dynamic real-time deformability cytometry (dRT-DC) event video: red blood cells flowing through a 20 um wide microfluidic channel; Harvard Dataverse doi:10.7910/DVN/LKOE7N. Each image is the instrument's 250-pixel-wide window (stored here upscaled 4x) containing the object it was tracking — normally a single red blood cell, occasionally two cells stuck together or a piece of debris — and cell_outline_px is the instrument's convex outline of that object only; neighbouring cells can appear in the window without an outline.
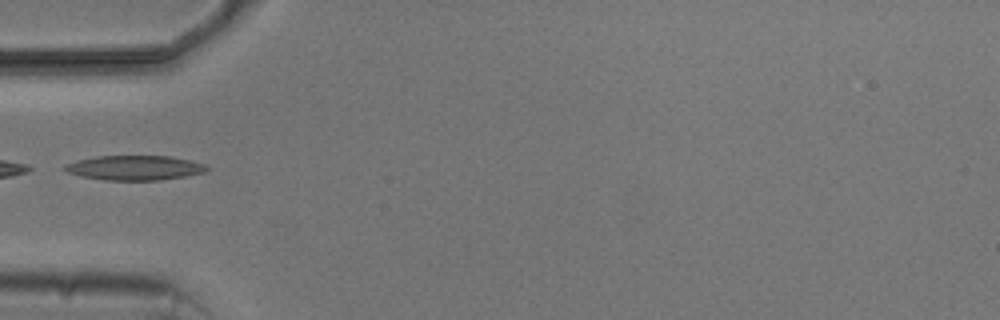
{"species": "common noctule bat (a hibernating species)", "species_latin": "Nyctalus noctula", "temperature_condition": "cold", "stored_images_in_passage": 5, "camera_frame_rate_fps": 3000, "um_per_image_px": 0.085, "animal": {"sex": "male", "body_mass_g": 20.5, "forearm_length_mm": 52.5}, "frame": {"image": 1, "passage_image": 3, "time_ms": 2.333, "image_size_px": [1000, 320], "cell_outline_px": [[212, 168], [204, 172], [188, 176], [160, 180], [104, 180], [80, 176], [68, 172], [64, 168], [68, 164], [76, 160], [96, 156], [168, 156], [192, 160], [204, 164]], "centroid_in_image_um": [11.5, 14.26], "position_along_channel_um": 73.5, "area_um2": 20.46}}
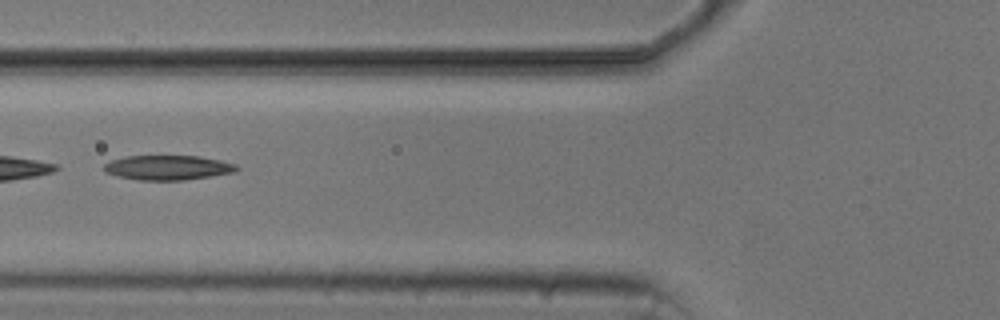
{"frame": {"image": 2, "passage_image": 4, "time_ms": 3.333, "image_size_px": [1000, 320], "cell_outline_px": [[240, 168], [236, 172], [184, 180], [140, 180], [116, 176], [104, 172], [104, 164], [112, 160], [124, 156], [196, 156], [220, 160], [236, 164]], "centroid_in_image_um": [14.26, 14.25], "position_along_channel_um": 111.5, "area_um2": 19.07}}
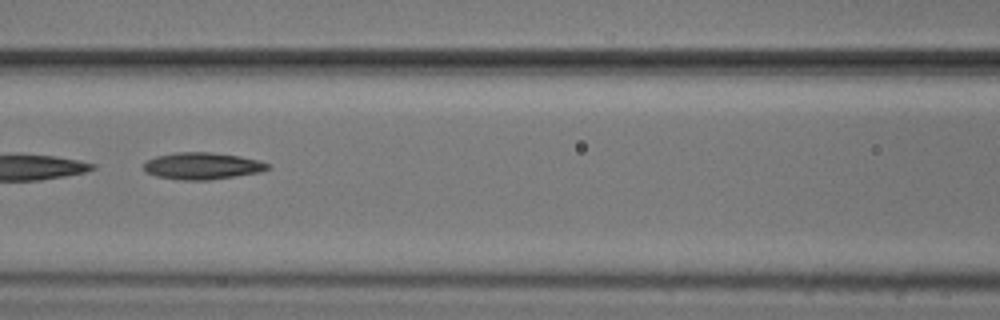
{"frame": {"image": 3, "passage_image": 5, "time_ms": 4.333, "image_size_px": [1000, 320], "cell_outline_px": [[272, 168], [260, 172], [236, 176], [208, 180], [180, 180], [156, 176], [144, 172], [144, 164], [148, 160], [156, 156], [176, 152], [212, 152], [240, 156], [260, 160], [268, 164]], "centroid_in_image_um": [17.21, 14.1], "position_along_channel_um": 149.4, "area_um2": 19.54}}